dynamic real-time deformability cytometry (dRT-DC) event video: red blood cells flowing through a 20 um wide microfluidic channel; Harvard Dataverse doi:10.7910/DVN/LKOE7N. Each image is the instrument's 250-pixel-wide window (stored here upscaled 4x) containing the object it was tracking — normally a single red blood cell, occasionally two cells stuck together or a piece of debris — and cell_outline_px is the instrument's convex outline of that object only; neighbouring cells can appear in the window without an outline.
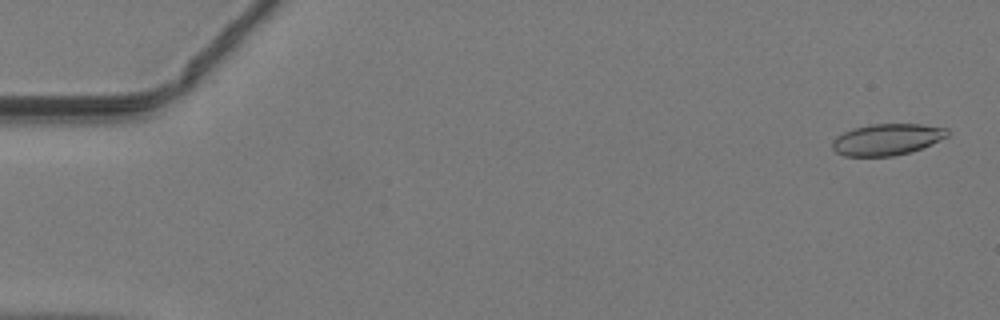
{"species": "common noctule bat (a hibernating species)", "species_latin": "Nyctalus noctula", "temperature_condition": "warm", "stored_images_in_passage": 48, "camera_frame_rate_fps": 3000, "um_per_image_px": 0.085, "animal": {"sex": "male", "body_mass_g": 19.2, "forearm_length_mm": 51.8}, "frame": {"image": 1, "passage_image": 2, "time_ms": 0.333, "image_size_px": [1000, 320], "cell_outline_px": [[948, 136], [920, 148], [908, 152], [892, 156], [844, 156], [836, 152], [832, 148], [832, 140], [836, 136], [852, 128], [868, 124], [920, 124], [948, 128]], "centroid_in_image_um": [75.34, 11.84], "position_along_channel_um": 9.7, "area_um2": 20.98}}
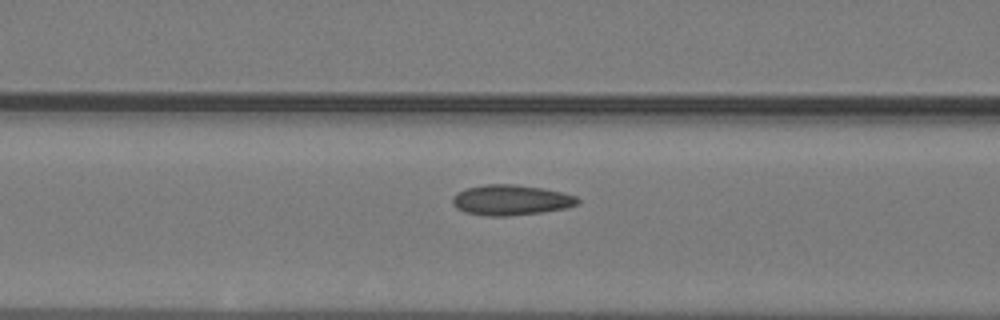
{"frame": {"image": 2, "passage_image": 20, "time_ms": 6.333, "image_size_px": [1000, 320], "cell_outline_px": [[580, 204], [564, 208], [540, 212], [508, 216], [488, 216], [464, 212], [456, 208], [452, 204], [452, 196], [456, 192], [464, 188], [488, 184], [512, 184], [544, 188], [576, 196], [580, 200]], "centroid_in_image_um": [43.39, 17.0], "position_along_channel_um": 123.2, "area_um2": 22.25}}
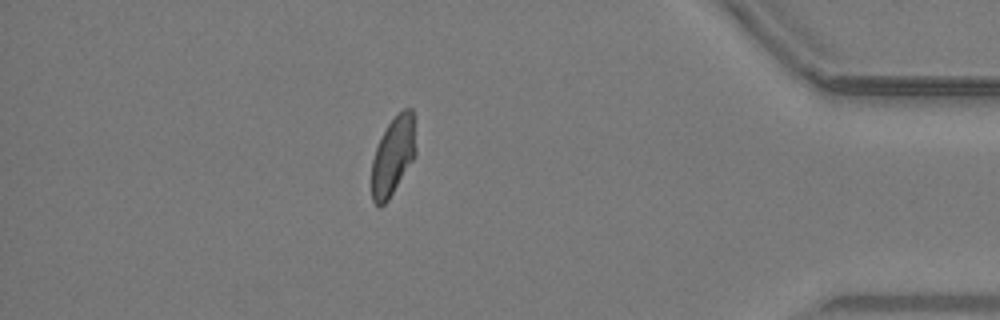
{"frame": {"image": 3, "passage_image": 42, "time_ms": 13.667, "image_size_px": [1000, 320], "cell_outline_px": [[416, 156], [388, 200], [380, 208], [372, 200], [372, 160], [376, 148], [388, 124], [404, 108], [412, 108], [416, 148]], "centroid_in_image_um": [33.42, 13.28], "position_along_channel_um": 401.8, "area_um2": 20.0}}